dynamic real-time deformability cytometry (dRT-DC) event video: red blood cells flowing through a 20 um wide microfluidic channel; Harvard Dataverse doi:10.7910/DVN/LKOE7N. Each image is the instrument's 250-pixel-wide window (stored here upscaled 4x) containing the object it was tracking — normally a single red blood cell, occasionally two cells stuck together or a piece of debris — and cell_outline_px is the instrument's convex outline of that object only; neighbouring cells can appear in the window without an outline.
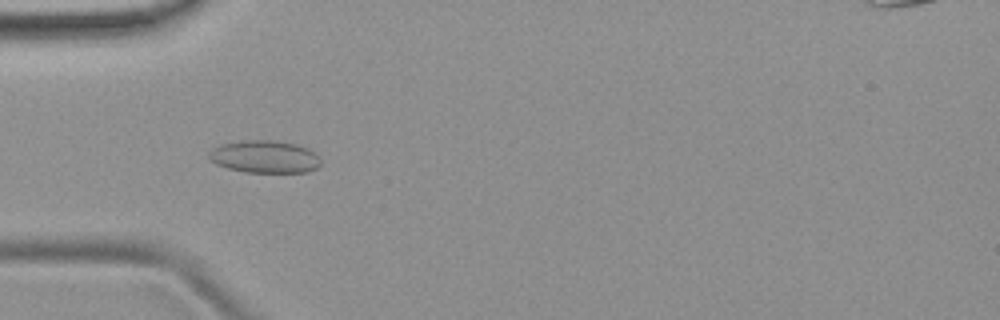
{"species": "common noctule bat (a hibernating species)", "species_latin": "Nyctalus noctula", "temperature_condition": "room temperature", "stored_images_in_passage": 51, "camera_frame_rate_fps": 3000, "um_per_image_px": 0.085, "animal": {"sex": "female", "body_mass_g": 19.9}, "frame": {"image": 1, "passage_image": 16, "time_ms": 5.0, "image_size_px": [1000, 320], "cell_outline_px": [[320, 164], [316, 168], [308, 172], [244, 172], [228, 168], [216, 164], [208, 160], [208, 152], [212, 148], [220, 144], [240, 140], [272, 140], [296, 144], [308, 148], [316, 152], [320, 160]], "centroid_in_image_um": [22.46, 13.31], "position_along_channel_um": 62.5, "area_um2": 21.44}}
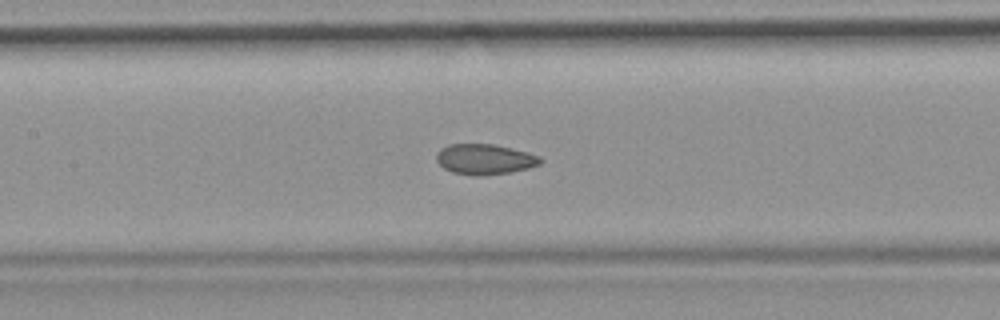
{"frame": {"image": 2, "passage_image": 24, "time_ms": 7.667, "image_size_px": [1000, 320], "cell_outline_px": [[544, 160], [540, 164], [528, 168], [512, 172], [480, 176], [472, 176], [452, 172], [444, 168], [436, 160], [436, 152], [440, 148], [448, 144], [492, 144], [512, 148], [528, 152], [540, 156]], "centroid_in_image_um": [41.2, 13.54], "position_along_channel_um": 166.2, "area_um2": 18.67}}
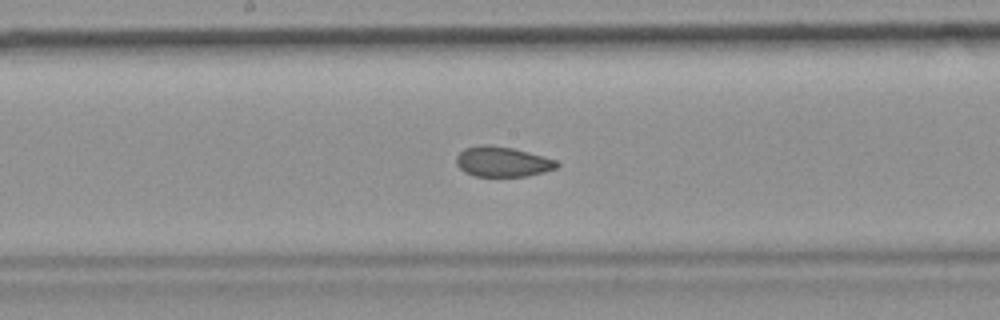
{"frame": {"image": 3, "passage_image": 27, "time_ms": 8.667, "image_size_px": [1000, 320], "cell_outline_px": [[560, 164], [556, 168], [544, 172], [528, 176], [472, 176], [464, 172], [456, 164], [456, 156], [464, 148], [484, 144], [488, 144], [512, 148], [544, 156], [556, 160]], "centroid_in_image_um": [42.7, 13.75], "position_along_channel_um": 205.5, "area_um2": 17.74}, "authors_computed_cell_mechanics": {"area_um2": 18.785, "velocity_mm_per_s": 3.9448, "shape_relaxation_time_tau1_ms": null, "shape_relaxation_time_tau2_ms": 1.5941, "deformation_change_tau1": null, "deformation_change_tau2": 0.0688}}